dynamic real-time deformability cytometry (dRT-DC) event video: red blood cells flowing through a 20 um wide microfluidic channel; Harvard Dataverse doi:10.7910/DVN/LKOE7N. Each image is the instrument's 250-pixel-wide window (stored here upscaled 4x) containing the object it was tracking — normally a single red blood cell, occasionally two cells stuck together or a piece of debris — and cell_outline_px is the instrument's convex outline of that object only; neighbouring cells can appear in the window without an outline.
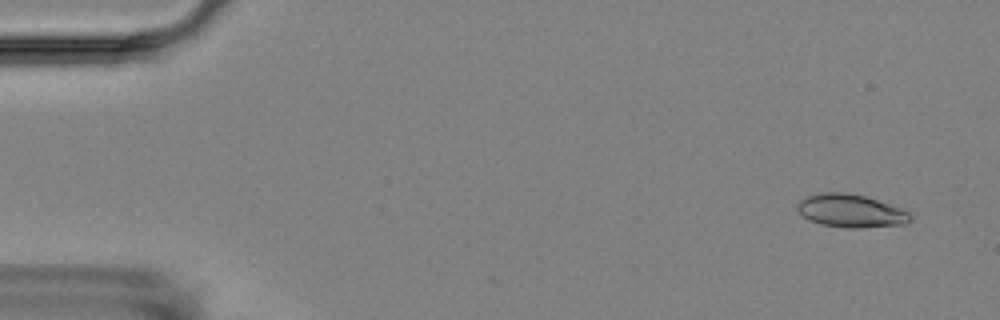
{"species": "Egyptian fruit bat (a non-hibernating species)", "species_latin": "Rousettus aegyptiacus", "temperature_condition": "room temperature", "stored_images_in_passage": 5, "camera_frame_rate_fps": 3000, "um_per_image_px": 0.085, "animal": {"sex": "female"}, "frame": {"image": 1, "passage_image": 1, "time_ms": 0.0, "image_size_px": [1000, 320], "cell_outline_px": [[912, 220], [904, 224], [860, 228], [844, 228], [820, 224], [808, 220], [796, 208], [796, 204], [800, 200], [808, 196], [824, 192], [844, 192], [864, 196], [900, 208], [908, 212], [912, 216]], "centroid_in_image_um": [72.3, 17.93], "position_along_channel_um": 12.7, "area_um2": 21.68}}